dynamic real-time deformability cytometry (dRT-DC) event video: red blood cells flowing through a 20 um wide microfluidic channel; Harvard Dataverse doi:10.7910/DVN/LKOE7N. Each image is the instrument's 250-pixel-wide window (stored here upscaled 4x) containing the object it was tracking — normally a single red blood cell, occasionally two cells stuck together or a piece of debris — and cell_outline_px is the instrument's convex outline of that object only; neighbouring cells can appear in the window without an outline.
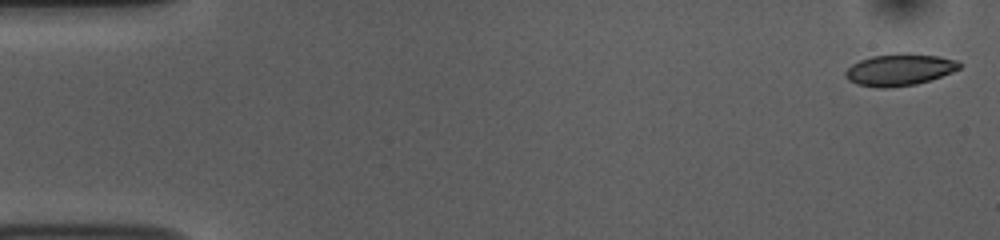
{"species": "common noctule bat (a hibernating species)", "species_latin": "Nyctalus noctula", "temperature_condition": "room temperature", "stored_images_in_passage": 16, "camera_frame_rate_fps": 3000, "um_per_image_px": 0.085, "animal": {"sex": "female", "body_mass_g": 10.0, "forearm_length_mm": 53.1}, "frame": {"image": 1, "passage_image": 1, "time_ms": 0.0, "image_size_px": [1000, 240], "cell_outline_px": [[960, 68], [952, 72], [916, 84], [884, 88], [876, 88], [856, 84], [848, 80], [844, 76], [844, 72], [852, 64], [860, 60], [872, 56], [908, 52], [936, 56], [956, 60], [960, 64]], "centroid_in_image_um": [76.41, 5.92], "position_along_channel_um": 8.6, "area_um2": 21.04}}
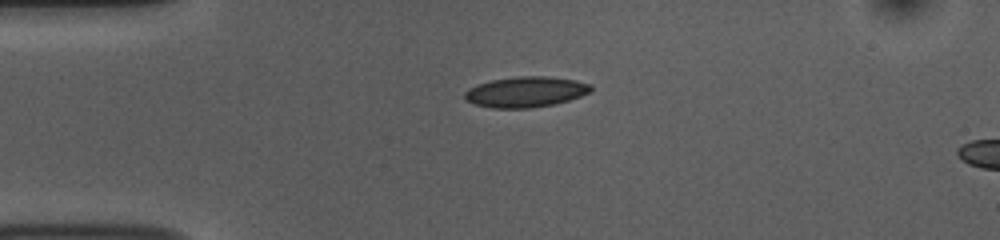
{"frame": {"image": 2, "passage_image": 12, "time_ms": 3.667, "image_size_px": [1000, 240], "cell_outline_px": [[592, 92], [568, 100], [552, 104], [528, 108], [492, 108], [476, 104], [464, 100], [464, 92], [480, 84], [492, 80], [520, 76], [544, 76], [576, 80], [592, 84]], "centroid_in_image_um": [44.72, 7.81], "position_along_channel_um": 40.3, "area_um2": 22.25}}